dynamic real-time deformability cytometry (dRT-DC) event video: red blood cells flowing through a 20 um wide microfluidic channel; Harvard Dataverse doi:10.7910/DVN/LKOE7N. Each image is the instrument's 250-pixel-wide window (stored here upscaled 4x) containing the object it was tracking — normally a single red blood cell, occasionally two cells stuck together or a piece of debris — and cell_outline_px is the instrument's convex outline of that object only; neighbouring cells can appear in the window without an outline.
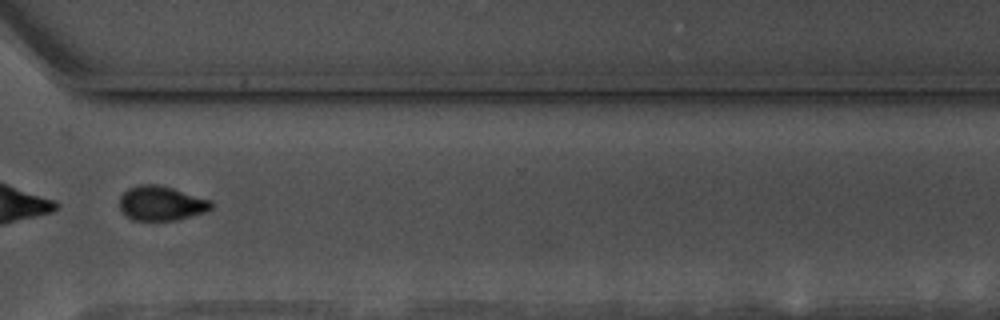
{"species": "common noctule bat (a hibernating species)", "species_latin": "Nyctalus noctula", "temperature_condition": "warm", "stored_images_in_passage": 56, "segment_of_instrument_passage": [2, 2], "camera_frame_rate_fps": 3000, "um_per_image_px": 0.085, "animal": {"sex": "male", "body_mass_g": 17.5, "forearm_length_mm": 52.3}, "frame": {"image": 1, "passage_image": 43, "time_ms": 14.0, "image_size_px": [1000, 320], "cell_outline_px": [[212, 208], [204, 212], [176, 220], [132, 220], [120, 208], [120, 196], [128, 188], [140, 184], [156, 184], [172, 188], [212, 200]], "centroid_in_image_um": [13.71, 17.27], "position_along_channel_um": 356.9, "area_um2": 18.26}}